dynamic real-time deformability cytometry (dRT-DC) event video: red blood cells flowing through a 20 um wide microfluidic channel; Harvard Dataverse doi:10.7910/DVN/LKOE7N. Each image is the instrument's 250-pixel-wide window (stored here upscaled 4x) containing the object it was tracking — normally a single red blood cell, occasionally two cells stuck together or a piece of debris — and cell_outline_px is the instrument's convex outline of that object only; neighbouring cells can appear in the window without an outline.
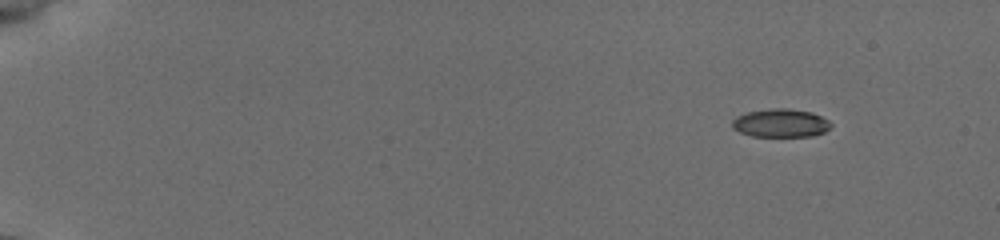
{"species": "common noctule bat (a hibernating species)", "species_latin": "Nyctalus noctula", "temperature_condition": "cold", "stored_images_in_passage": 50, "camera_frame_rate_fps": 3000, "um_per_image_px": 0.085, "animal": {"sex": "female", "body_mass_g": 19.5, "forearm_length_mm": 54.1}, "frame": {"image": 1, "passage_image": 1, "time_ms": 0.0, "image_size_px": [1000, 240], "cell_outline_px": [[832, 124], [824, 132], [812, 136], [752, 136], [740, 132], [732, 128], [732, 120], [736, 116], [748, 112], [772, 108], [784, 108], [812, 112], [828, 120]], "centroid_in_image_um": [66.34, 10.46], "position_along_channel_um": 18.7, "area_um2": 16.18}}
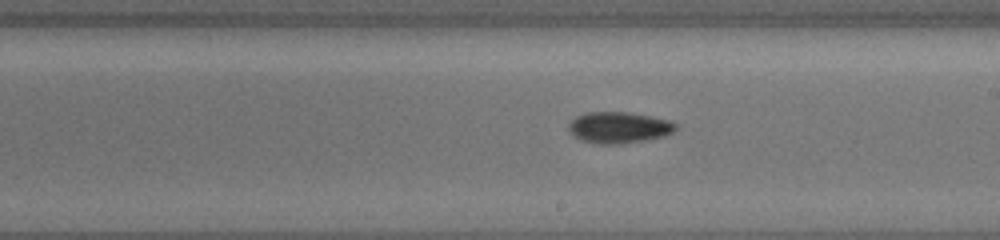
{"frame": {"image": 2, "passage_image": 29, "time_ms": 9.333, "image_size_px": [1000, 240], "cell_outline_px": [[676, 128], [672, 132], [664, 136], [644, 140], [616, 144], [600, 144], [584, 140], [568, 132], [568, 124], [576, 116], [588, 112], [628, 112], [668, 120], [676, 124]], "centroid_in_image_um": [52.58, 10.83], "position_along_channel_um": 236.4, "area_um2": 19.19}}
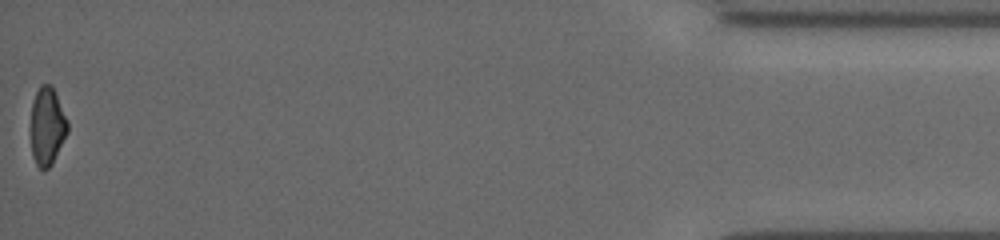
{"frame": {"image": 3, "passage_image": 50, "time_ms": 16.333, "image_size_px": [1000, 240], "cell_outline_px": [[68, 132], [52, 164], [48, 168], [40, 168], [36, 164], [32, 156], [28, 128], [32, 100], [40, 84], [52, 84], [68, 120]], "centroid_in_image_um": [3.97, 10.7], "position_along_channel_um": 431.2, "area_um2": 17.46}, "authors_computed_cell_mechanics": {"area_um2": 17.8602, "velocity_mm_per_s": 3.896, "shape_relaxation_time_tau1_ms": 2.1338, "shape_relaxation_time_tau2_ms": null, "deformation_change_tau1": 0.1119, "deformation_change_tau2": null}}